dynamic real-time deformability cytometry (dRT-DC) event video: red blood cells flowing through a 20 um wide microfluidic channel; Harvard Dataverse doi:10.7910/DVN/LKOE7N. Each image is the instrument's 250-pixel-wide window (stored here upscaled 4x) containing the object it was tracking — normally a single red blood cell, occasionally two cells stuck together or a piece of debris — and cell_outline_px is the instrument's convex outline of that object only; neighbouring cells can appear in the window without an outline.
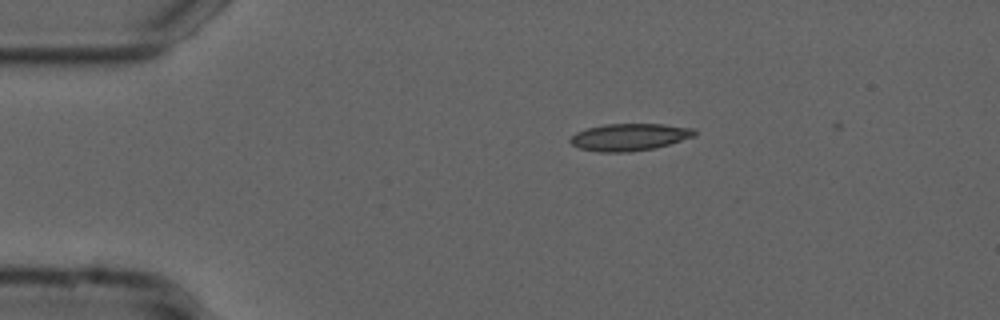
{"species": "common noctule bat (a hibernating species)", "species_latin": "Nyctalus noctula", "temperature_condition": "cold", "stored_images_in_passage": 3, "camera_frame_rate_fps": 3000, "um_per_image_px": 0.085, "animal": {"sex": "male", "forearm_length_mm": 52.5}, "frame": {"image": 1, "passage_image": 2, "time_ms": 0.333, "image_size_px": [1000, 320], "cell_outline_px": [[696, 136], [656, 148], [628, 152], [600, 152], [580, 148], [572, 144], [568, 140], [576, 132], [588, 128], [604, 124], [664, 124], [692, 128], [696, 132]], "centroid_in_image_um": [53.51, 11.65], "position_along_channel_um": 31.5, "area_um2": 19.65}}